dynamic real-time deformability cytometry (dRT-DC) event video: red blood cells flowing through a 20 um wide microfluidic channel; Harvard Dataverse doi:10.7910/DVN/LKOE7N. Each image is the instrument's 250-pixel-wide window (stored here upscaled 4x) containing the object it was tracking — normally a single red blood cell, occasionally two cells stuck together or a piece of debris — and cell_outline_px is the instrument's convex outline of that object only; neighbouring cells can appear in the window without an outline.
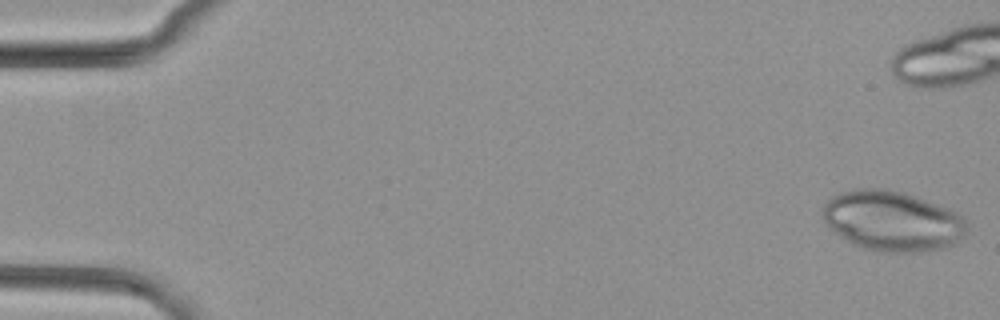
{"species": "common noctule bat (a hibernating species)", "species_latin": "Nyctalus noctula", "temperature_condition": "cold", "stored_images_in_passage": 41, "camera_frame_rate_fps": 3000, "um_per_image_px": 0.085, "animal": {"sex": "female", "body_mass_g": 29.2, "forearm_length_mm": 56.3}, "frame": {"image": 1, "passage_image": 1, "time_ms": 0.0, "image_size_px": [1000, 320], "cell_outline_px": [[968, 228], [964, 236], [956, 244], [944, 248], [920, 252], [880, 252], [860, 248], [840, 236], [828, 228], [824, 220], [824, 204], [832, 196], [840, 192], [856, 188], [884, 188], [900, 192], [948, 208], [964, 216], [968, 224]], "centroid_in_image_um": [75.87, 18.8], "position_along_channel_um": 9.1, "area_um2": 50.81}}